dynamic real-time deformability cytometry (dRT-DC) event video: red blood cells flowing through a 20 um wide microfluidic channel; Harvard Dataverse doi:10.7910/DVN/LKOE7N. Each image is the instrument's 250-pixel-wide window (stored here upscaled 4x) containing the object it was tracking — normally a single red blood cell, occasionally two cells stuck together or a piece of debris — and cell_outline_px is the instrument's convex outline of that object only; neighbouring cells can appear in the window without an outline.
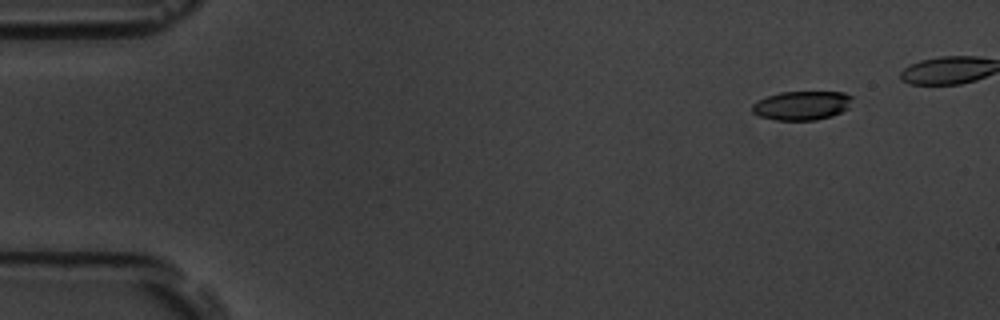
{"species": "common noctule bat (a hibernating species)", "species_latin": "Nyctalus noctula", "temperature_condition": "room temperature", "stored_images_in_passage": 16, "camera_frame_rate_fps": 3000, "um_per_image_px": 0.085, "animal": {"sex": "male", "body_mass_g": 19.5, "forearm_length_mm": 54.6}, "frame": {"image": 1, "passage_image": 1, "time_ms": 0.0, "image_size_px": [1000, 320], "cell_outline_px": [[852, 96], [848, 108], [832, 116], [816, 120], [776, 120], [760, 116], [752, 112], [752, 104], [756, 100], [780, 92], [844, 92]], "centroid_in_image_um": [68.13, 8.96], "position_along_channel_um": 16.9, "area_um2": 16.88}}
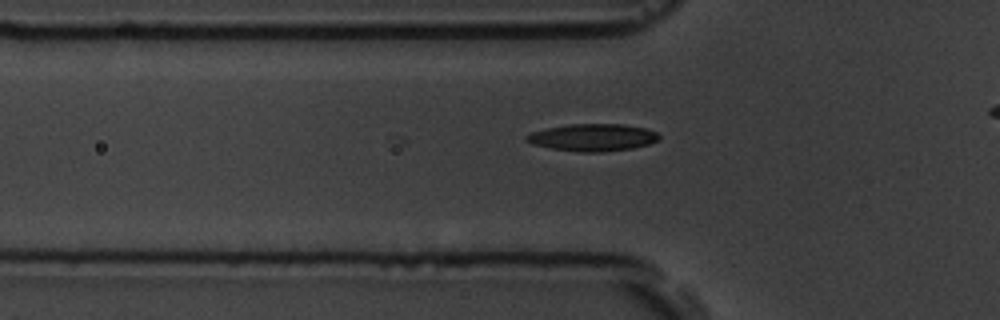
{"frame": {"image": 2, "passage_image": 14, "time_ms": 4.333, "image_size_px": [1000, 320], "cell_outline_px": [[660, 136], [656, 140], [648, 144], [632, 148], [600, 152], [580, 152], [552, 148], [532, 144], [524, 140], [524, 136], [532, 132], [544, 128], [568, 124], [624, 124], [644, 128], [656, 132]], "centroid_in_image_um": [50.33, 11.67], "position_along_channel_um": 75.5, "area_um2": 20.98}}